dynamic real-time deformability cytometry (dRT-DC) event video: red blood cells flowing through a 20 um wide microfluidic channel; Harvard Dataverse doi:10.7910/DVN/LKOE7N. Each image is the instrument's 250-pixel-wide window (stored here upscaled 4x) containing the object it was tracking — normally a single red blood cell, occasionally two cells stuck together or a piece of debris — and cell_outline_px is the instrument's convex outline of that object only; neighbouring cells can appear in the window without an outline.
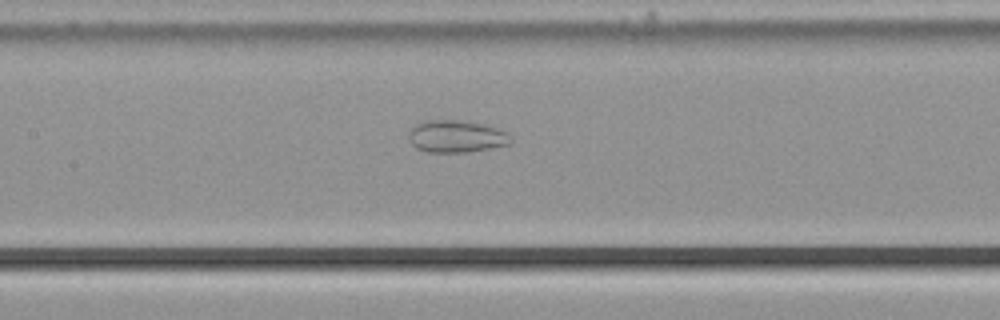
{"species": "common noctule bat (a hibernating species)", "species_latin": "Nyctalus noctula", "temperature_condition": "cold", "stored_images_in_passage": 49, "camera_frame_rate_fps": 3000, "um_per_image_px": 0.085, "animal": {"sex": "male", "body_mass_g": 21.5, "forearm_length_mm": 52.0}, "frame": {"image": 1, "passage_image": 26, "time_ms": 8.333, "image_size_px": [1000, 320], "cell_outline_px": [[512, 140], [508, 144], [468, 152], [428, 152], [416, 148], [412, 144], [408, 136], [408, 132], [416, 124], [424, 120], [456, 120], [484, 124], [508, 132], [512, 136]], "centroid_in_image_um": [38.77, 11.59], "position_along_channel_um": 168.6, "area_um2": 19.13}}
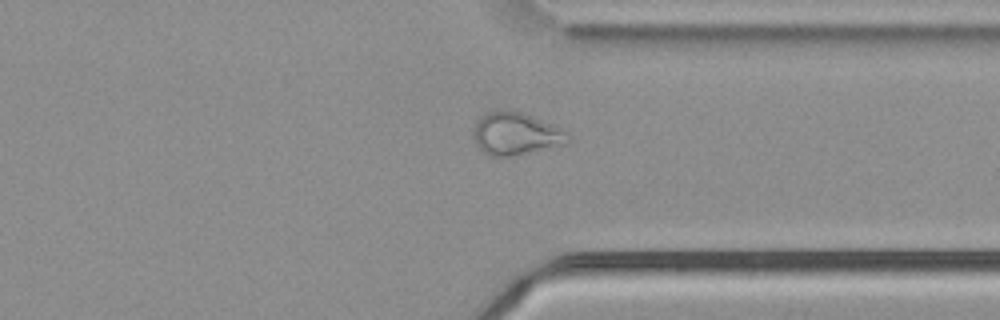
{"frame": {"image": 2, "passage_image": 42, "time_ms": 13.667, "image_size_px": [1000, 320], "cell_outline_px": [[572, 144], [508, 156], [488, 156], [476, 144], [476, 124], [488, 112], [500, 108], [520, 112], [532, 116], [572, 136]], "centroid_in_image_um": [43.91, 11.39], "position_along_channel_um": 367.5, "area_um2": 22.95}}
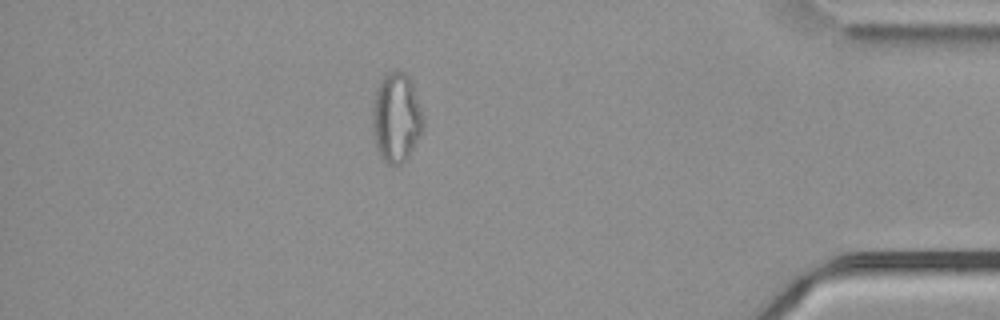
{"frame": {"image": 3, "passage_image": 48, "time_ms": 15.667, "image_size_px": [1000, 320], "cell_outline_px": [[424, 128], [420, 136], [408, 156], [400, 164], [388, 164], [380, 156], [376, 148], [372, 128], [372, 108], [376, 92], [380, 80], [388, 72], [404, 72], [412, 80], [424, 120]], "centroid_in_image_um": [33.68, 10.0], "position_along_channel_um": 401.5, "area_um2": 26.41}}